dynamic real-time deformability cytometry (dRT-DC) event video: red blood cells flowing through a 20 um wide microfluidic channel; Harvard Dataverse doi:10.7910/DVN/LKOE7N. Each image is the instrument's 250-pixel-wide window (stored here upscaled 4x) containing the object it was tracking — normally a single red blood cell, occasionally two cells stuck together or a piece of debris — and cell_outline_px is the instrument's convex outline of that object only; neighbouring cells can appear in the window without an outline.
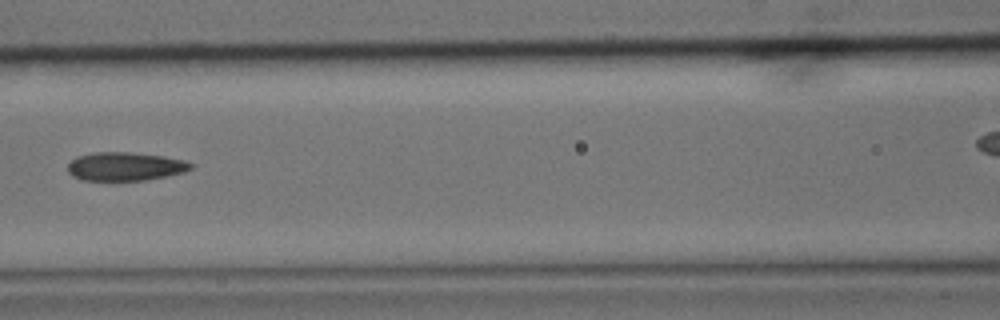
{"species": "common noctule bat (a hibernating species)", "species_latin": "Nyctalus noctula", "temperature_condition": "cold", "stored_images_in_passage": 5, "camera_frame_rate_fps": 3000, "um_per_image_px": 0.085, "animal": {"sex": "male", "body_mass_g": 15.6}, "frame": {"image": 1, "passage_image": 5, "time_ms": 1.333, "image_size_px": [1000, 320], "cell_outline_px": [[192, 168], [184, 172], [144, 180], [80, 180], [72, 176], [68, 172], [68, 164], [76, 156], [92, 152], [128, 152], [164, 156], [184, 160], [192, 164]], "centroid_in_image_um": [10.59, 14.14], "position_along_channel_um": 156.0, "area_um2": 20.4}}